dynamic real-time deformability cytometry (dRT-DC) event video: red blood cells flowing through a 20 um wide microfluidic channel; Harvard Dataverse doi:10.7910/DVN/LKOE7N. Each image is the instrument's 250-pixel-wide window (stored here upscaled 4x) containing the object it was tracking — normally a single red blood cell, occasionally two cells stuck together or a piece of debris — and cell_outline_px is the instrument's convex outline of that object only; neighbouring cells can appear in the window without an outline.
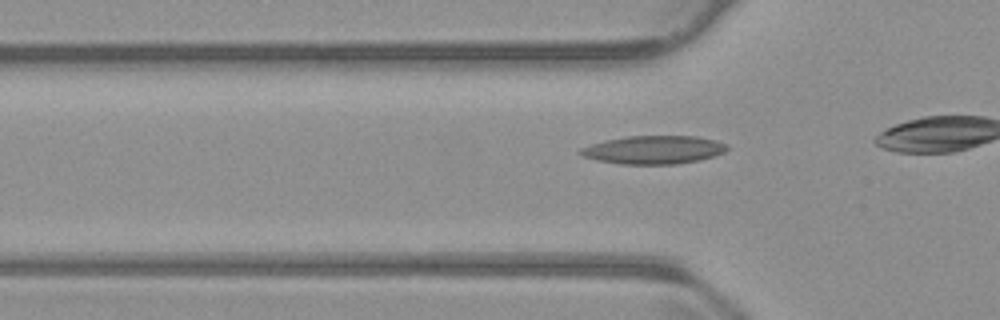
{"species": "common noctule bat (a hibernating species)", "species_latin": "Nyctalus noctula", "temperature_condition": "warm", "stored_images_in_passage": 9, "camera_frame_rate_fps": 3000, "um_per_image_px": 0.085, "animal": {"sex": "male", "body_mass_g": 23.1, "forearm_length_mm": 52.7}, "frame": {"image": 1, "passage_image": 4, "time_ms": 1.0, "image_size_px": [1000, 320], "cell_outline_px": [[728, 148], [724, 152], [700, 160], [676, 164], [620, 164], [596, 160], [584, 156], [576, 152], [580, 148], [604, 140], [628, 136], [696, 136], [716, 140], [728, 144]], "centroid_in_image_um": [55.55, 12.73], "position_along_channel_um": 70.2, "area_um2": 24.22}}
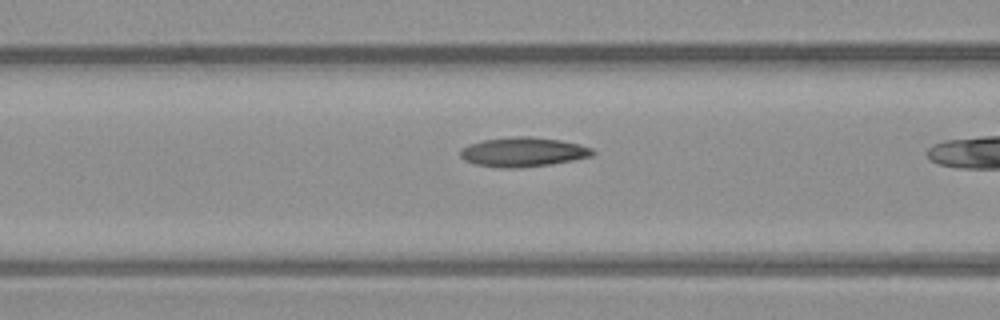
{"frame": {"image": 2, "passage_image": 8, "time_ms": 2.333, "image_size_px": [1000, 320], "cell_outline_px": [[596, 152], [592, 156], [552, 164], [520, 168], [500, 168], [476, 164], [464, 160], [460, 156], [460, 148], [468, 144], [484, 140], [512, 136], [532, 136], [560, 140], [580, 144], [592, 148]], "centroid_in_image_um": [44.46, 12.92], "position_along_channel_um": 122.1, "area_um2": 22.89}}